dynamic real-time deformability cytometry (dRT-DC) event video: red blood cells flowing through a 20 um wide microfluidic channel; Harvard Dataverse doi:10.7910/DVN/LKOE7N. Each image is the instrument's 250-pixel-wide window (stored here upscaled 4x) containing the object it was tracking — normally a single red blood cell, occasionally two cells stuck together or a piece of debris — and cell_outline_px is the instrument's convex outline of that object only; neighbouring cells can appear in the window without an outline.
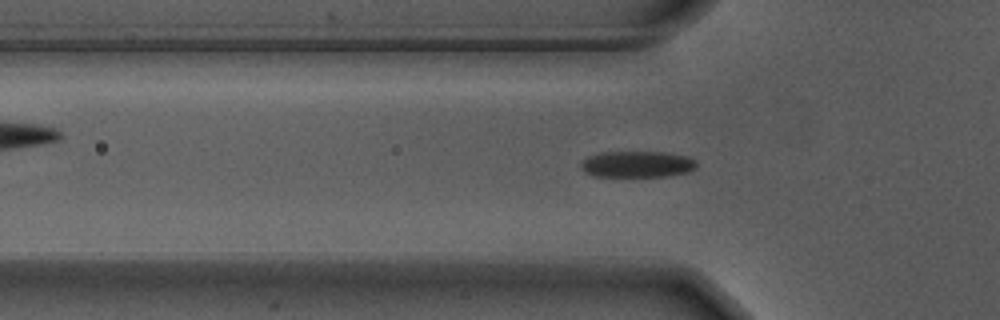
{"species": "Egyptian fruit bat (a non-hibernating species)", "species_latin": "Rousettus aegyptiacus", "temperature_condition": "warm", "stored_images_in_passage": 56, "camera_frame_rate_fps": 3000, "um_per_image_px": 0.085, "animal": {"sex": "male"}, "frame": {"image": 1, "passage_image": 17, "time_ms": 5.333, "image_size_px": [1000, 320], "cell_outline_px": [[696, 168], [688, 172], [668, 176], [592, 176], [584, 172], [580, 168], [580, 164], [588, 156], [604, 152], [664, 152], [688, 156], [696, 160]], "centroid_in_image_um": [54.17, 13.96], "position_along_channel_um": 71.6, "area_um2": 17.8}}
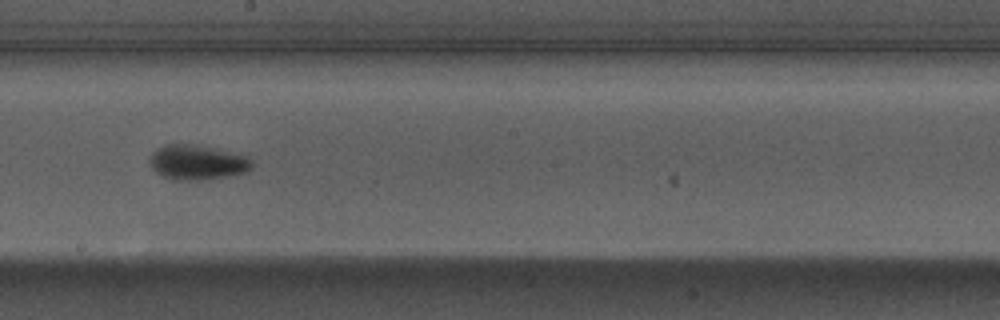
{"frame": {"image": 2, "passage_image": 30, "time_ms": 9.667, "image_size_px": [1000, 320], "cell_outline_px": [[252, 168], [244, 172], [224, 176], [200, 180], [172, 180], [160, 176], [152, 168], [148, 160], [152, 152], [156, 148], [168, 144], [196, 144], [216, 148], [248, 156], [252, 160]], "centroid_in_image_um": [16.72, 13.79], "position_along_channel_um": 231.5, "area_um2": 20.92}}
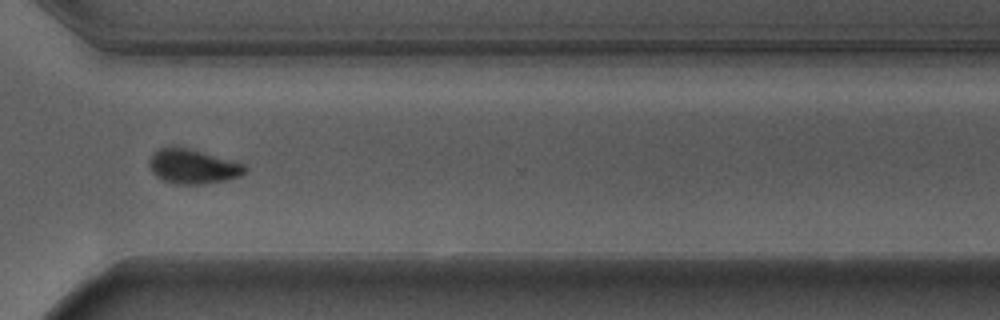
{"frame": {"image": 3, "passage_image": 40, "time_ms": 13.0, "image_size_px": [1000, 320], "cell_outline_px": [[248, 168], [240, 176], [224, 180], [204, 184], [176, 184], [160, 180], [152, 172], [148, 164], [148, 160], [152, 152], [156, 148], [168, 144], [176, 144], [232, 160], [244, 164]], "centroid_in_image_um": [16.3, 14.1], "position_along_channel_um": 354.3, "area_um2": 19.94}, "authors_computed_cell_mechanics": {"area_um2": 18.5827, "velocity_mm_per_s": 3.6889, "shape_relaxation_time_tau1_ms": 2.3429, "shape_relaxation_time_tau2_ms": null, "deformation_change_tau1": 0.1354, "deformation_change_tau2": null}}